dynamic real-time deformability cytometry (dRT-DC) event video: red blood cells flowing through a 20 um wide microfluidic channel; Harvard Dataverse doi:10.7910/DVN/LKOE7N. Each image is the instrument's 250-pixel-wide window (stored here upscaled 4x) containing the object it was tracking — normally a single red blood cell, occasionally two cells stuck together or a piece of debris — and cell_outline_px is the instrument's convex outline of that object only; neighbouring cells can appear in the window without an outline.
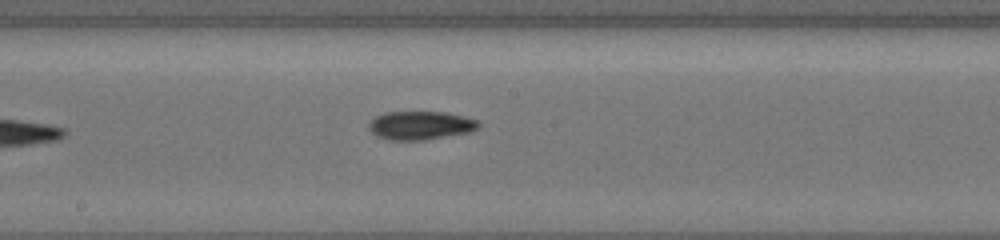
{"species": "common noctule bat (a hibernating species)", "species_latin": "Nyctalus noctula", "temperature_condition": "cold", "stored_images_in_passage": 15, "camera_frame_rate_fps": 3000, "um_per_image_px": 0.085, "animal": {"sex": "female", "body_mass_g": 19.5, "forearm_length_mm": 54.1}, "frame": {"image": 1, "passage_image": 15, "time_ms": 4.667, "image_size_px": [1000, 240], "cell_outline_px": [[480, 124], [476, 128], [468, 132], [424, 140], [388, 140], [376, 136], [368, 128], [368, 124], [376, 116], [384, 112], [444, 112], [464, 116], [480, 120]], "centroid_in_image_um": [35.72, 10.65], "position_along_channel_um": 212.5, "area_um2": 18.21}}